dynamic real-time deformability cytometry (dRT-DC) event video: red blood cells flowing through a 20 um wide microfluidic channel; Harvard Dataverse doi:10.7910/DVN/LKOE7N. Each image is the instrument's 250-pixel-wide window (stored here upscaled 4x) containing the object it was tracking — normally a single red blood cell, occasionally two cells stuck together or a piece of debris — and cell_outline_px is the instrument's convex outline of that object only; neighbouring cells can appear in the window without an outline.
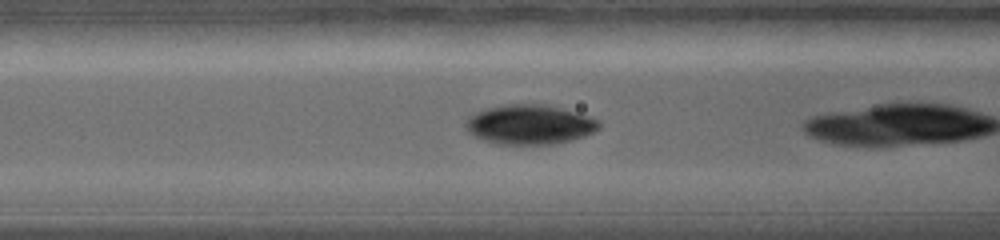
{"species": "common noctule bat (a hibernating species)", "species_latin": "Nyctalus noctula", "temperature_condition": "warm", "stored_images_in_passage": 6, "camera_frame_rate_fps": 5000, "um_per_image_px": 0.085, "animal": {"sex": "female", "body_mass_g": 19.0, "forearm_length_mm": 56.7}, "frame": {"image": 1, "passage_image": 3, "time_ms": 0.8, "image_size_px": [1000, 240], "cell_outline_px": [[600, 128], [584, 136], [572, 140], [556, 144], [496, 144], [472, 136], [468, 132], [464, 124], [468, 116], [472, 112], [488, 108], [508, 104], [544, 104], [560, 108], [588, 116], [600, 120]], "centroid_in_image_um": [44.98, 10.59], "position_along_channel_um": 121.6, "area_um2": 30.92}}